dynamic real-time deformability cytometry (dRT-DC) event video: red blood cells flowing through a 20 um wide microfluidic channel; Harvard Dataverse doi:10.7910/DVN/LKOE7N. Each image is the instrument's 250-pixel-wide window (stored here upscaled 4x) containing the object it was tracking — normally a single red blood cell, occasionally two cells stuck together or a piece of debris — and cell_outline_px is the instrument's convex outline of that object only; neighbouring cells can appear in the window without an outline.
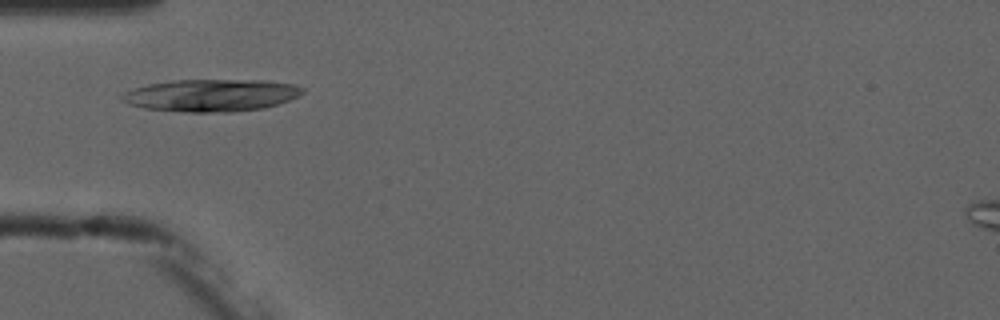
{"species": "common noctule bat (a hibernating species)", "species_latin": "Nyctalus noctula", "temperature_condition": "cold", "stored_images_in_passage": 3, "camera_frame_rate_fps": 3000, "um_per_image_px": 0.085, "animal": {"sex": "male", "forearm_length_mm": 52.5}, "frame": {"image": 1, "passage_image": 1, "time_ms": 0.0, "image_size_px": [1000, 320], "cell_outline_px": [[304, 92], [288, 100], [264, 108], [232, 112], [184, 112], [144, 108], [128, 104], [120, 100], [120, 96], [124, 92], [132, 88], [148, 84], [172, 80], [264, 80], [292, 84], [304, 88]], "centroid_in_image_um": [17.9, 8.1], "position_along_channel_um": 67.1, "area_um2": 34.04}}
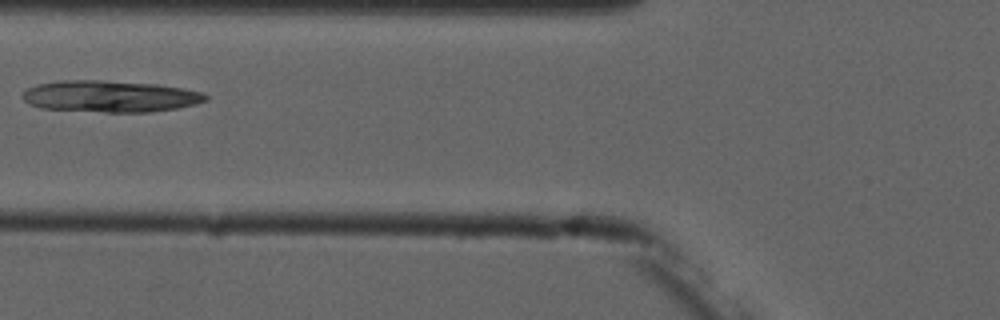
{"frame": {"image": 2, "passage_image": 2, "time_ms": 1.333, "image_size_px": [1000, 320], "cell_outline_px": [[208, 100], [196, 104], [176, 108], [152, 112], [104, 112], [40, 108], [28, 104], [20, 96], [28, 88], [36, 84], [60, 80], [100, 80], [156, 84], [184, 88], [200, 92], [208, 96]], "centroid_in_image_um": [9.33, 8.19], "position_along_channel_um": 116.5, "area_um2": 33.87}}
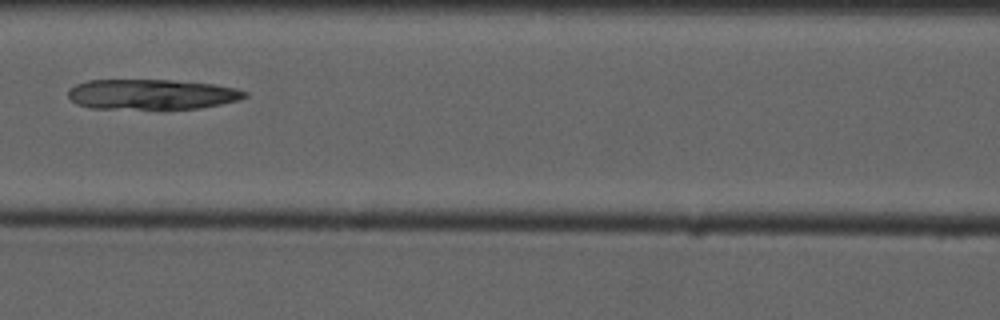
{"frame": {"image": 3, "passage_image": 3, "time_ms": 2.333, "image_size_px": [1000, 320], "cell_outline_px": [[248, 96], [240, 100], [200, 108], [164, 112], [88, 108], [76, 104], [68, 96], [68, 88], [76, 84], [88, 80], [172, 80], [212, 84], [236, 88], [248, 92]], "centroid_in_image_um": [12.88, 8.07], "position_along_channel_um": 153.7, "area_um2": 32.66}}